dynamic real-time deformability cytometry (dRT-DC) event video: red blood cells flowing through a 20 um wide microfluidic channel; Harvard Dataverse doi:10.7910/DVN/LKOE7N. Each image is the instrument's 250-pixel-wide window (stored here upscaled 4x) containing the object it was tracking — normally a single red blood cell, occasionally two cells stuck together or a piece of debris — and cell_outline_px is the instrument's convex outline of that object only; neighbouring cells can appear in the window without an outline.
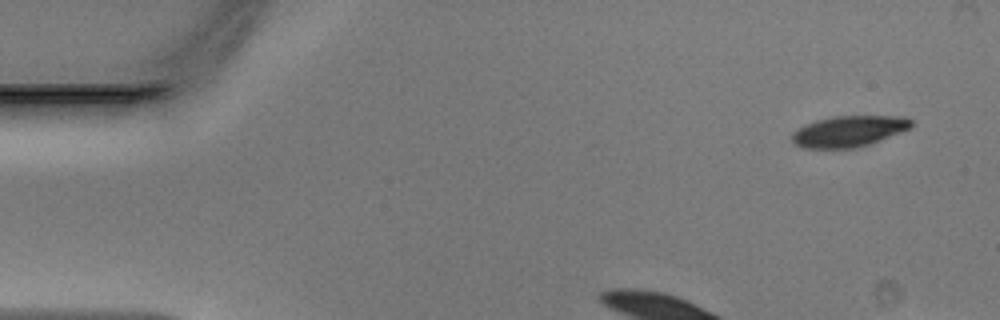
{"species": "Egyptian fruit bat (a non-hibernating species)", "species_latin": "Rousettus aegyptiacus", "temperature_condition": "warm", "stored_images_in_passage": 35, "camera_frame_rate_fps": 3000, "um_per_image_px": 0.085, "animal": {"sex": "male"}, "frame": {"image": 1, "passage_image": 3, "time_ms": 0.667, "image_size_px": [1000, 320], "cell_outline_px": [[912, 128], [868, 144], [852, 148], [804, 148], [796, 144], [792, 140], [792, 132], [796, 128], [804, 124], [816, 120], [832, 116], [904, 116], [912, 120]], "centroid_in_image_um": [72.13, 11.14], "position_along_channel_um": 12.9, "area_um2": 21.56}}
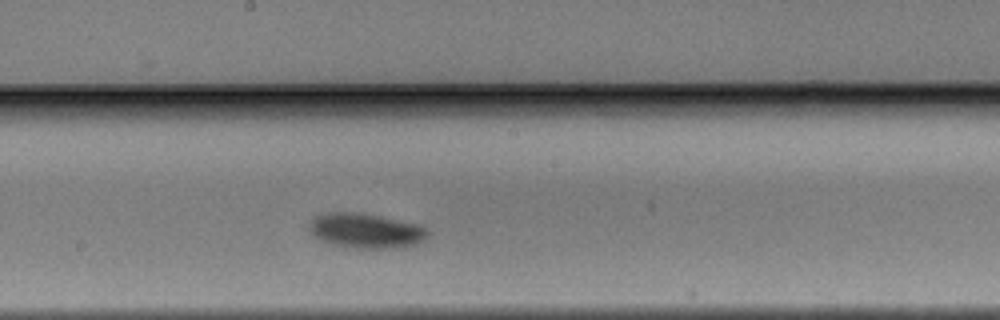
{"frame": {"image": 2, "passage_image": 21, "time_ms": 6.667, "image_size_px": [1000, 320], "cell_outline_px": [[428, 236], [416, 244], [392, 248], [352, 248], [332, 244], [320, 240], [308, 232], [308, 224], [316, 216], [324, 212], [360, 212], [380, 216], [416, 224], [428, 228]], "centroid_in_image_um": [31.04, 19.6], "position_along_channel_um": 217.2, "area_um2": 24.16}}
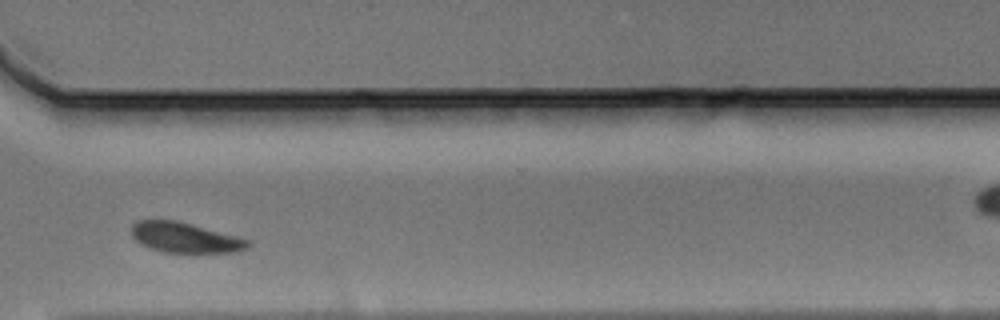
{"frame": {"image": 3, "passage_image": 31, "time_ms": 10.0, "image_size_px": [1000, 320], "cell_outline_px": [[252, 244], [248, 248], [236, 252], [164, 252], [148, 248], [140, 244], [132, 236], [132, 224], [136, 220], [176, 220], [192, 224], [236, 236], [248, 240]], "centroid_in_image_um": [15.7, 20.19], "position_along_channel_um": 354.9, "area_um2": 20.46}}